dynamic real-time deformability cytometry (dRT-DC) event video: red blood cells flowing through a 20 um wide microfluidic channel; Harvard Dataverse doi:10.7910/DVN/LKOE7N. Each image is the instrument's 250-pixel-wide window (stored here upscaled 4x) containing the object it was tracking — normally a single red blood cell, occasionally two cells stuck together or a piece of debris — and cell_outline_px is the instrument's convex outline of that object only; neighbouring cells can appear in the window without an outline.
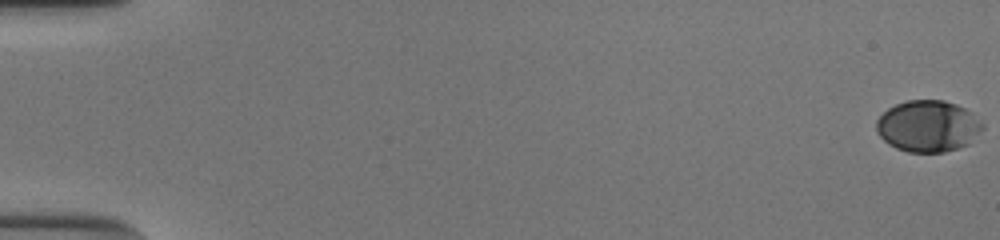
{"species": "human", "species_latin": "Homo sapiens", "temperature_condition": "cold", "stored_images_in_passage": 30, "camera_frame_rate_fps": 3000, "um_per_image_px": 0.085, "donor": {"sex": "male"}, "frame": {"image": 1, "passage_image": 1, "time_ms": 0.0, "image_size_px": [1000, 240], "cell_outline_px": [[984, 128], [972, 144], [944, 152], [908, 152], [896, 148], [888, 144], [876, 132], [876, 120], [888, 108], [896, 104], [908, 100], [944, 100], [956, 104], [972, 112], [984, 124]], "centroid_in_image_um": [78.92, 10.73], "position_along_channel_um": 6.1, "area_um2": 32.25}}
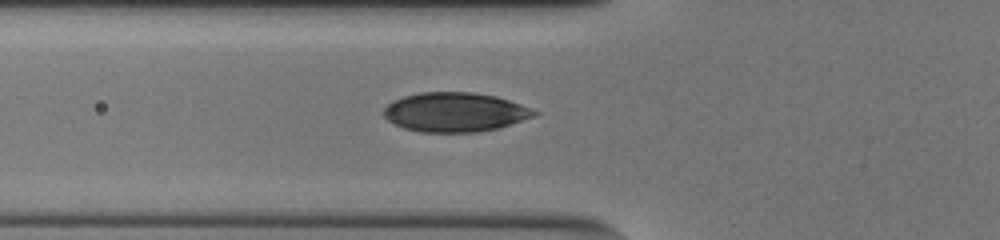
{"frame": {"image": 2, "passage_image": 22, "time_ms": 7.0, "image_size_px": [1000, 240], "cell_outline_px": [[540, 112], [536, 116], [496, 128], [476, 132], [420, 132], [404, 128], [388, 120], [384, 116], [384, 108], [392, 100], [404, 96], [420, 92], [472, 92], [496, 96], [520, 104]], "centroid_in_image_um": [38.66, 9.52], "position_along_channel_um": 87.1, "area_um2": 34.33}}
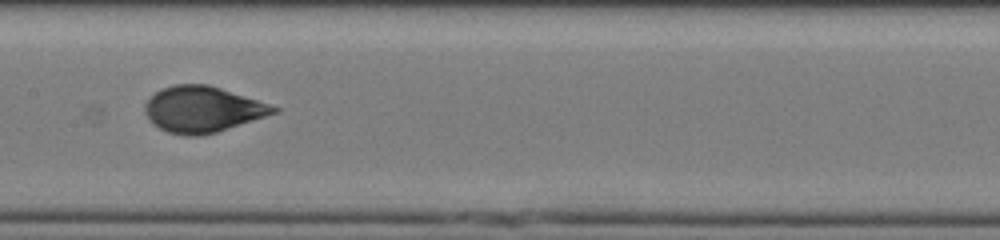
{"frame": {"image": 3, "passage_image": 30, "time_ms": 9.667, "image_size_px": [1000, 240], "cell_outline_px": [[280, 112], [216, 132], [200, 136], [184, 136], [168, 132], [152, 124], [144, 112], [144, 104], [160, 88], [172, 84], [208, 84], [280, 108]], "centroid_in_image_um": [17.19, 9.3], "position_along_channel_um": 190.2, "area_um2": 34.39}}